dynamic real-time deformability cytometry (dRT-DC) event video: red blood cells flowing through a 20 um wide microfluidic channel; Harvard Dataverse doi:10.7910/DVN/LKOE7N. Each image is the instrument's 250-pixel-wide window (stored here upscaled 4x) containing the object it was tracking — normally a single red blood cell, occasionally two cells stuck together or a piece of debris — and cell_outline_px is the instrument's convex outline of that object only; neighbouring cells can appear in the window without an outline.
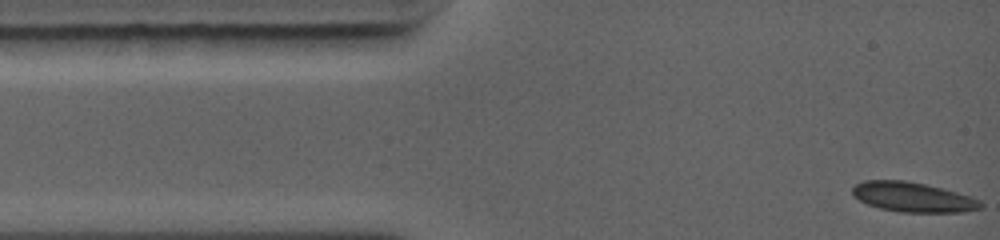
{"species": "common noctule bat (a hibernating species)", "species_latin": "Nyctalus noctula", "temperature_condition": "warm", "stored_images_in_passage": 55, "camera_frame_rate_fps": 5000, "um_per_image_px": 0.085, "animal": {"sex": "female", "body_mass_g": 19.0, "forearm_length_mm": 56.7}, "frame": {"image": 1, "passage_image": 1, "time_ms": 0.0, "image_size_px": [1000, 240], "cell_outline_px": [[984, 204], [980, 208], [960, 212], [900, 212], [880, 208], [868, 204], [852, 196], [852, 188], [856, 184], [864, 180], [904, 180], [944, 188], [980, 200]], "centroid_in_image_um": [77.57, 16.75], "position_along_channel_um": 7.4, "area_um2": 22.14}}
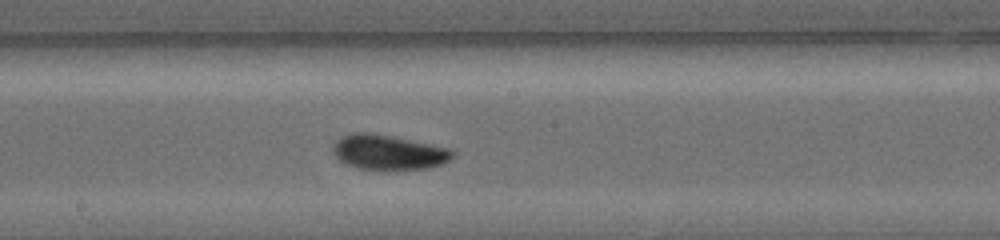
{"frame": {"image": 2, "passage_image": 32, "time_ms": 6.2, "image_size_px": [1000, 240], "cell_outline_px": [[456, 156], [440, 164], [428, 168], [356, 168], [340, 160], [332, 152], [332, 148], [336, 140], [340, 136], [352, 132], [372, 132], [452, 148], [456, 152]], "centroid_in_image_um": [33.02, 12.9], "position_along_channel_um": 215.2, "area_um2": 24.16}}
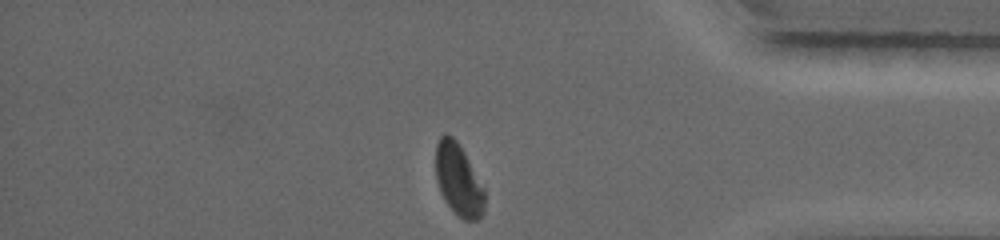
{"frame": {"image": 3, "passage_image": 55, "time_ms": 10.8, "image_size_px": [1000, 240], "cell_outline_px": [[484, 212], [476, 220], [464, 220], [444, 200], [440, 192], [436, 180], [436, 144], [440, 136], [444, 132], [448, 132], [456, 140], [464, 152], [484, 188]], "centroid_in_image_um": [38.95, 15.25], "position_along_channel_um": 396.2, "area_um2": 20.35}, "authors_computed_cell_mechanics": {"area_um2": 23.3512, "velocity_mm_per_s": 4.4315, "shape_relaxation_time_tau1_ms": 3.243, "shape_relaxation_time_tau2_ms": null, "deformation_change_tau1": 0.1326, "deformation_change_tau2": null}}